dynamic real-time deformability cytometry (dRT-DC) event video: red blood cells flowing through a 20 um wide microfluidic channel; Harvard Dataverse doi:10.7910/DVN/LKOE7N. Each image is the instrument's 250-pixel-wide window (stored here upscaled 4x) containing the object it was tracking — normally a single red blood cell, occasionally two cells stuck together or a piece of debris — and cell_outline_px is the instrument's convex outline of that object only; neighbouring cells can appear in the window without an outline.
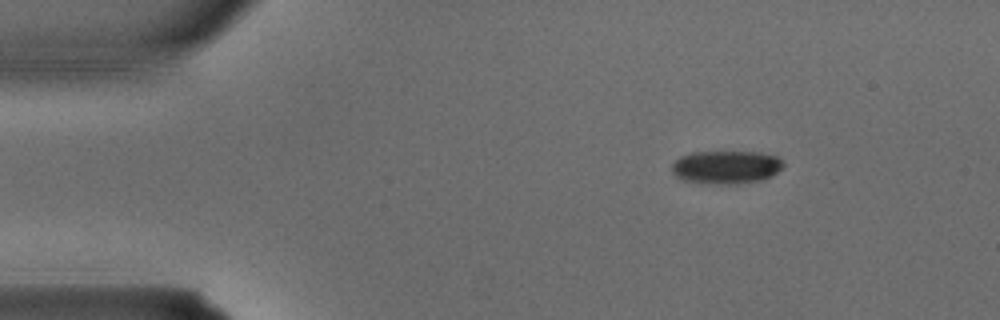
{"species": "common noctule bat (a hibernating species)", "species_latin": "Nyctalus noctula", "temperature_condition": "warm", "stored_images_in_passage": 2, "camera_frame_rate_fps": 3000, "um_per_image_px": 0.085, "animal": {"sex": "male", "body_mass_g": 15.6}, "frame": {"image": 1, "passage_image": 1, "time_ms": 0.0, "image_size_px": [1000, 320], "cell_outline_px": [[784, 164], [776, 172], [760, 180], [736, 184], [704, 184], [684, 180], [676, 176], [672, 172], [672, 164], [680, 156], [692, 152], [760, 152], [776, 156]], "centroid_in_image_um": [61.67, 14.21], "position_along_channel_um": 23.3, "area_um2": 21.44}}